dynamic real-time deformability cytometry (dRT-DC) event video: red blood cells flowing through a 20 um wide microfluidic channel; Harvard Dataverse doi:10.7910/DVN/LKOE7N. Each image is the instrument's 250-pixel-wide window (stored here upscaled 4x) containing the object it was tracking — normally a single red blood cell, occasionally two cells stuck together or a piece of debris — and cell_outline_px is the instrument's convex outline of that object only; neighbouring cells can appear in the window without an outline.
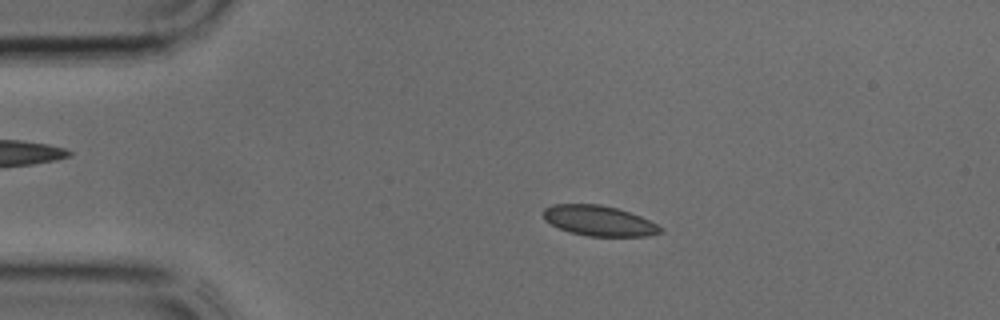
{"species": "common noctule bat (a hibernating species)", "species_latin": "Nyctalus noctula", "temperature_condition": "cold", "stored_images_in_passage": 35, "camera_frame_rate_fps": 3000, "um_per_image_px": 0.085, "animal": {"sex": "male", "body_mass_g": 17.9, "forearm_length_mm": 54.2}, "frame": {"image": 1, "passage_image": 5, "time_ms": 1.333, "image_size_px": [1000, 320], "cell_outline_px": [[664, 232], [648, 236], [588, 236], [572, 232], [560, 228], [544, 220], [544, 208], [552, 204], [600, 204], [616, 208], [640, 216], [664, 228]], "centroid_in_image_um": [50.93, 18.76], "position_along_channel_um": 34.1, "area_um2": 20.52}}
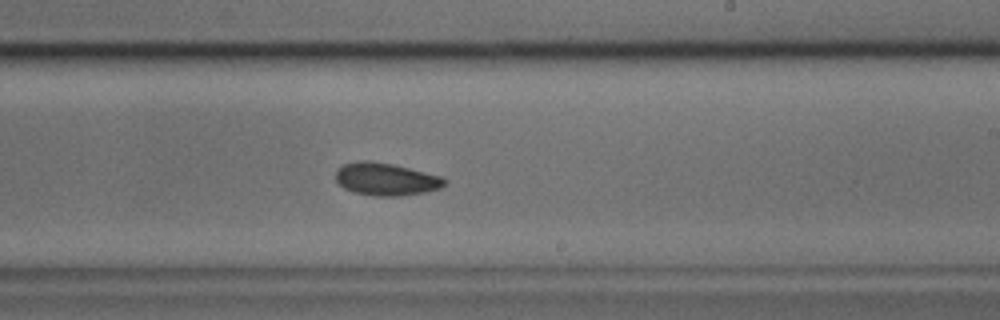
{"frame": {"image": 2, "passage_image": 20, "time_ms": 6.333, "image_size_px": [1000, 320], "cell_outline_px": [[448, 180], [440, 188], [424, 192], [400, 196], [376, 196], [356, 192], [344, 188], [336, 180], [336, 172], [344, 164], [360, 160], [368, 160], [392, 164], [440, 176]], "centroid_in_image_um": [32.81, 15.23], "position_along_channel_um": 256.2, "area_um2": 20.35}}
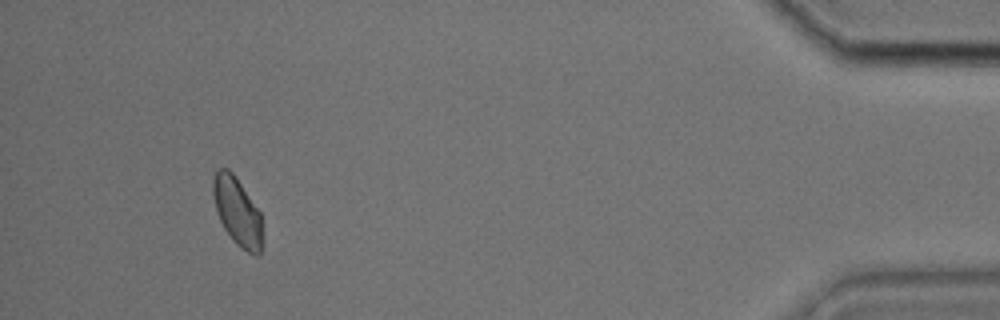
{"frame": {"image": 3, "passage_image": 33, "time_ms": 10.667, "image_size_px": [1000, 320], "cell_outline_px": [[260, 256], [256, 256], [248, 252], [236, 244], [232, 240], [224, 228], [220, 220], [216, 208], [212, 192], [212, 180], [216, 168], [228, 168], [232, 172], [260, 212]], "centroid_in_image_um": [20.12, 17.95], "position_along_channel_um": 415.1, "area_um2": 19.19}}